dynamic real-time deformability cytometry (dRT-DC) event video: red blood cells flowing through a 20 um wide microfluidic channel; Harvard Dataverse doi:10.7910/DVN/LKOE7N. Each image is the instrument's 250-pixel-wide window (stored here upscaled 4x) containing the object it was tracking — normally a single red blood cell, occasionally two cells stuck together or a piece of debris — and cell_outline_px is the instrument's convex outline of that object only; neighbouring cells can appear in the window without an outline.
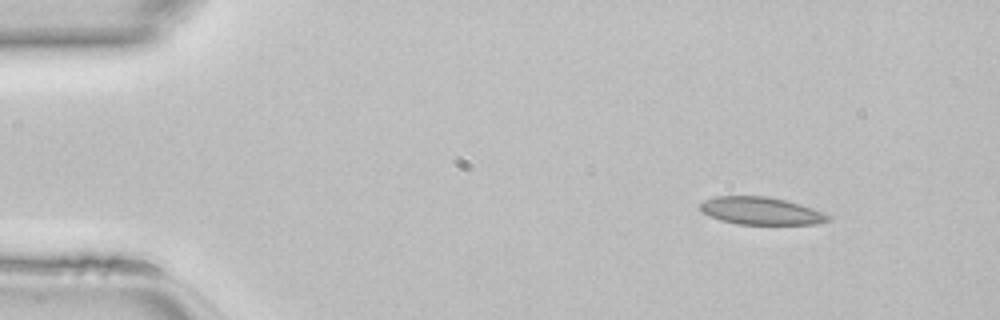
{"species": "common noctule bat (a hibernating species)", "species_latin": "Nyctalus noctula", "temperature_condition": "room temperature", "stored_images_in_passage": 42, "camera_frame_rate_fps": 3000, "um_per_image_px": 0.085, "animal": {"sex": "female", "body_mass_g": 22.7, "forearm_length_mm": 54.2}, "frame": {"image": 1, "passage_image": 1, "time_ms": 0.0, "image_size_px": [1000, 320], "cell_outline_px": [[832, 220], [812, 224], [736, 224], [720, 220], [704, 212], [700, 208], [700, 204], [704, 200], [716, 196], [768, 196], [800, 204], [824, 212], [832, 216]], "centroid_in_image_um": [64.72, 17.92], "position_along_channel_um": 20.3, "area_um2": 20.46}}
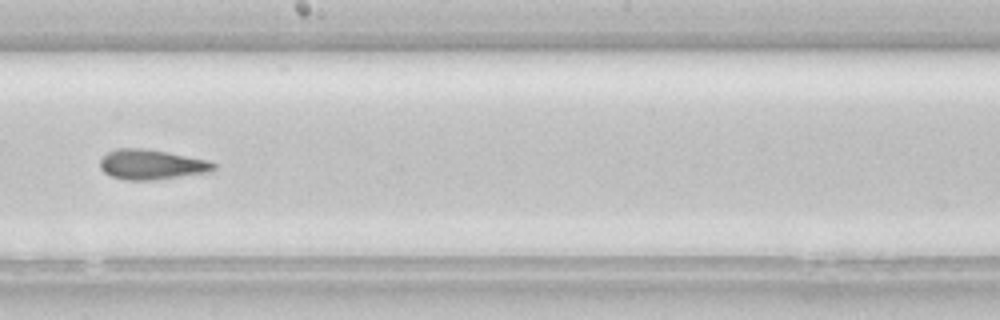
{"frame": {"image": 2, "passage_image": 22, "time_ms": 7.0, "image_size_px": [1000, 320], "cell_outline_px": [[216, 168], [208, 172], [156, 180], [124, 180], [112, 176], [104, 172], [100, 168], [100, 160], [108, 152], [116, 148], [140, 148], [164, 152], [208, 160], [216, 164]], "centroid_in_image_um": [12.86, 13.99], "position_along_channel_um": 235.3, "area_um2": 19.65}}
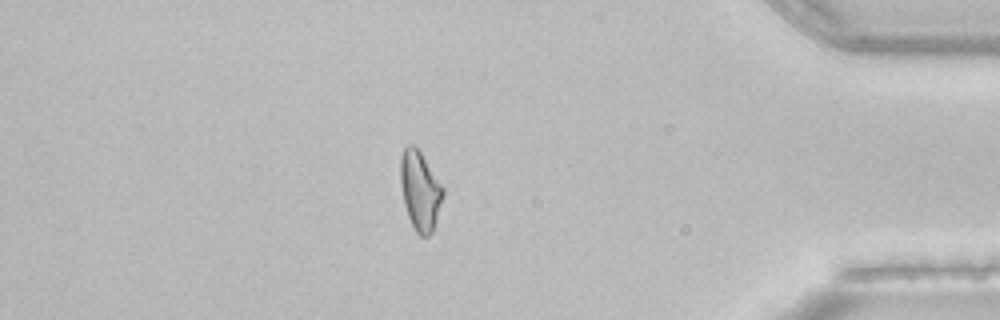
{"frame": {"image": 3, "passage_image": 36, "time_ms": 11.667, "image_size_px": [1000, 320], "cell_outline_px": [[444, 196], [432, 232], [428, 236], [420, 236], [416, 232], [408, 216], [404, 204], [400, 184], [400, 156], [404, 148], [408, 144], [416, 144], [420, 148], [444, 188]], "centroid_in_image_um": [35.7, 16.13], "position_along_channel_um": 399.5, "area_um2": 20.06}}